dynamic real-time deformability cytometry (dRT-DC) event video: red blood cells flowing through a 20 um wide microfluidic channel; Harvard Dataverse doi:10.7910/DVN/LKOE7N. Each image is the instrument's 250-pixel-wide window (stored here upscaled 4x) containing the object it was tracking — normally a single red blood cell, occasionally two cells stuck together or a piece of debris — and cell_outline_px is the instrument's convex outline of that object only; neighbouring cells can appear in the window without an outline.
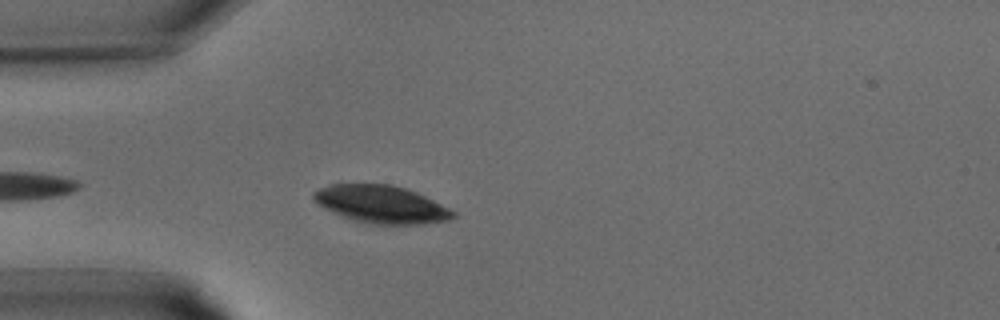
{"species": "common noctule bat (a hibernating species)", "species_latin": "Nyctalus noctula", "temperature_condition": "warm", "stored_images_in_passage": 22, "camera_frame_rate_fps": 3000, "um_per_image_px": 0.085, "animal": {"sex": "male", "body_mass_g": 15.6}, "frame": {"image": 1, "passage_image": 4, "time_ms": 1.0, "image_size_px": [1000, 320], "cell_outline_px": [[444, 212], [440, 216], [400, 220], [396, 220], [372, 216], [340, 208], [328, 204], [320, 200], [320, 196], [364, 188], [388, 188], [412, 196], [432, 204]], "centroid_in_image_um": [32.53, 17.33], "position_along_channel_um": 52.5, "area_um2": 18.03}}
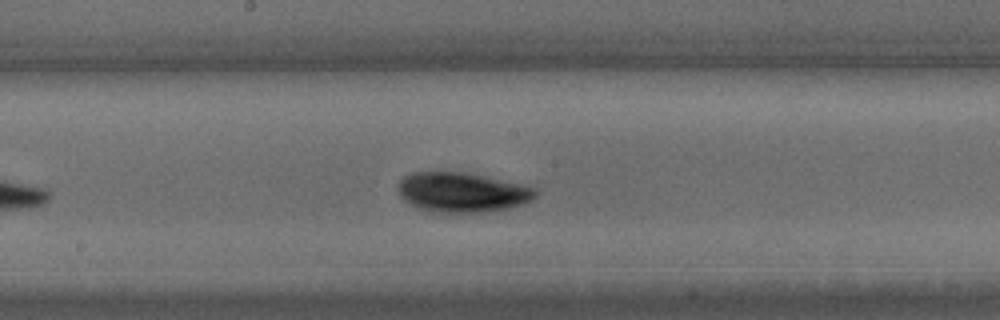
{"frame": {"image": 2, "passage_image": 12, "time_ms": 3.667, "image_size_px": [1000, 320], "cell_outline_px": [[524, 196], [516, 200], [496, 204], [436, 204], [420, 200], [408, 192], [408, 184], [416, 180], [432, 176], [452, 176], [476, 180], [524, 192]], "centroid_in_image_um": [39.17, 16.26], "position_along_channel_um": 209.0, "area_um2": 17.51}}
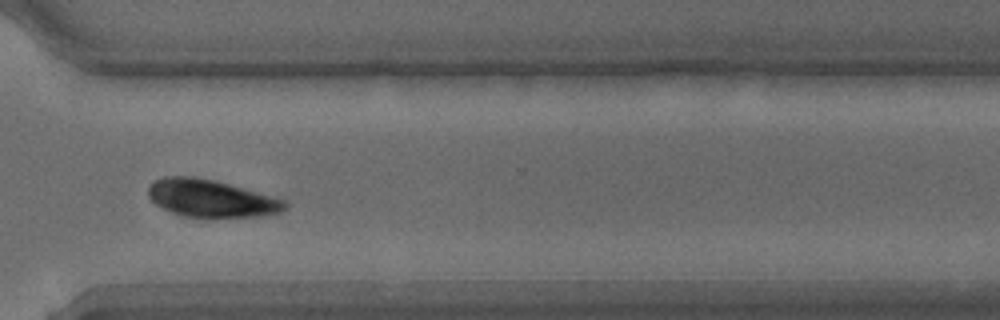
{"frame": {"image": 3, "passage_image": 19, "time_ms": 6.0, "image_size_px": [1000, 320], "cell_outline_px": [[276, 204], [272, 208], [248, 212], [192, 212], [176, 208], [168, 204], [156, 196], [152, 192], [152, 188], [156, 184], [172, 180], [196, 180], [216, 184], [268, 200]], "centroid_in_image_um": [17.66, 16.78], "position_along_channel_um": 352.9, "area_um2": 19.54}}